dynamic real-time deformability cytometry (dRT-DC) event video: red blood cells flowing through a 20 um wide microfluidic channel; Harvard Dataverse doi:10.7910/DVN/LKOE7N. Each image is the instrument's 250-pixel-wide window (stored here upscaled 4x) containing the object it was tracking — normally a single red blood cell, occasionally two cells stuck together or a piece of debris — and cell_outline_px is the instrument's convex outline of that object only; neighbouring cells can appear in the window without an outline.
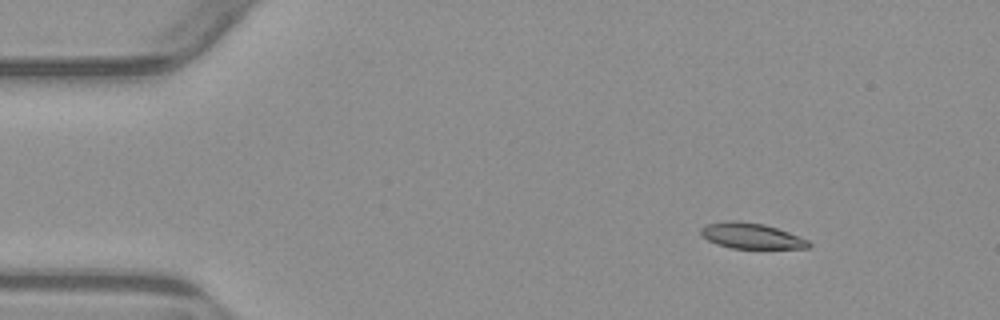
{"species": "common noctule bat (a hibernating species)", "species_latin": "Nyctalus noctula", "temperature_condition": "warm", "stored_images_in_passage": 4, "camera_frame_rate_fps": 3000, "um_per_image_px": 0.085, "animal": {"sex": "male", "body_mass_g": 23.1, "forearm_length_mm": 52.7}, "frame": {"image": 1, "passage_image": 2, "time_ms": 1.0, "image_size_px": [1000, 320], "cell_outline_px": [[812, 244], [808, 248], [732, 248], [716, 244], [708, 240], [700, 232], [700, 228], [708, 224], [724, 220], [736, 220], [764, 224], [788, 232], [808, 240]], "centroid_in_image_um": [63.84, 20.04], "position_along_channel_um": 21.2, "area_um2": 16.01}}